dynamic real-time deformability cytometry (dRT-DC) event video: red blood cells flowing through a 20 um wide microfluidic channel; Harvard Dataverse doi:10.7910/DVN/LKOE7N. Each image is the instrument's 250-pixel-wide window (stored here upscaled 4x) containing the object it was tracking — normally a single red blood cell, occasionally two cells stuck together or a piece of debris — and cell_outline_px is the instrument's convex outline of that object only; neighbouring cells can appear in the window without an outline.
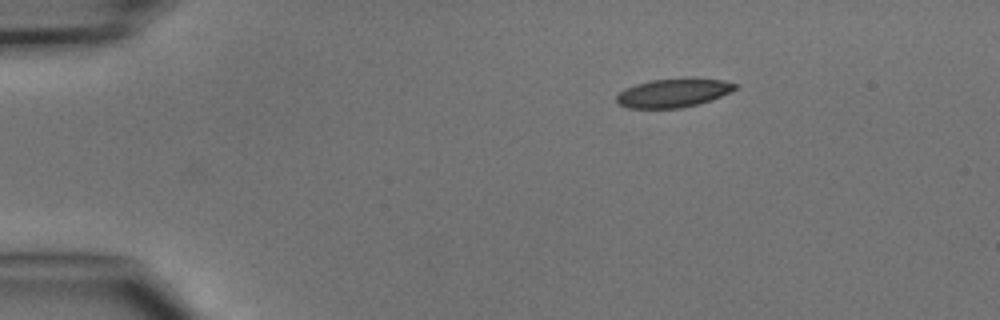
{"species": "common noctule bat (a hibernating species)", "species_latin": "Nyctalus noctula", "temperature_condition": "cold", "stored_images_in_passage": 2, "camera_frame_rate_fps": 3000, "um_per_image_px": 0.085, "animal": {"sex": "male", "body_mass_g": 15.6}, "frame": {"image": 1, "passage_image": 1, "time_ms": 0.0, "image_size_px": [1000, 320], "cell_outline_px": [[736, 88], [720, 96], [696, 104], [680, 108], [628, 108], [620, 104], [616, 100], [616, 96], [624, 88], [636, 84], [652, 80], [724, 80], [736, 84]], "centroid_in_image_um": [57.15, 7.93], "position_along_channel_um": 27.9, "area_um2": 18.9}}